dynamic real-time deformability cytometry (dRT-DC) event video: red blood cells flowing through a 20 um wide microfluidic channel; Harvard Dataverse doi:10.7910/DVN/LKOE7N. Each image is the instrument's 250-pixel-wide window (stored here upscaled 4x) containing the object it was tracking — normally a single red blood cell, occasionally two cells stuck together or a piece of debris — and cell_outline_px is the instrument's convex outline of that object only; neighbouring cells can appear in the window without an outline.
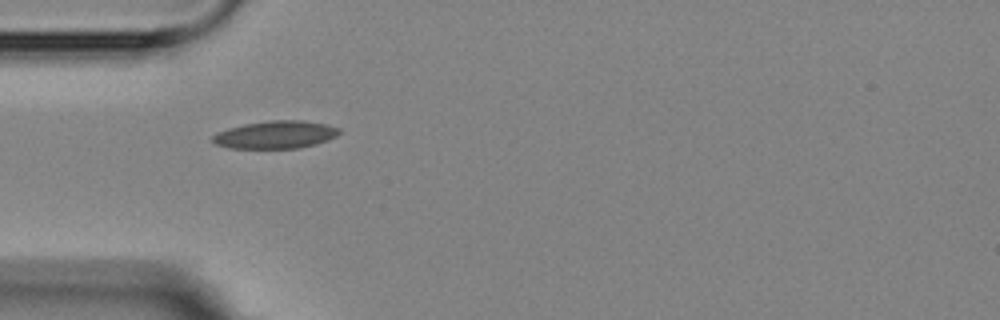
{"species": "Egyptian fruit bat (a non-hibernating species)", "species_latin": "Rousettus aegyptiacus", "temperature_condition": "room temperature", "stored_images_in_passage": 6, "camera_frame_rate_fps": 3000, "um_per_image_px": 0.085, "animal": {"sex": "female"}, "frame": {"image": 1, "passage_image": 5, "time_ms": 4.667, "image_size_px": [1000, 320], "cell_outline_px": [[340, 132], [336, 136], [328, 140], [316, 144], [300, 148], [228, 148], [216, 144], [212, 140], [212, 136], [216, 132], [228, 128], [244, 124], [268, 120], [304, 120], [324, 124], [340, 128]], "centroid_in_image_um": [23.41, 11.44], "position_along_channel_um": 61.6, "area_um2": 20.52}}
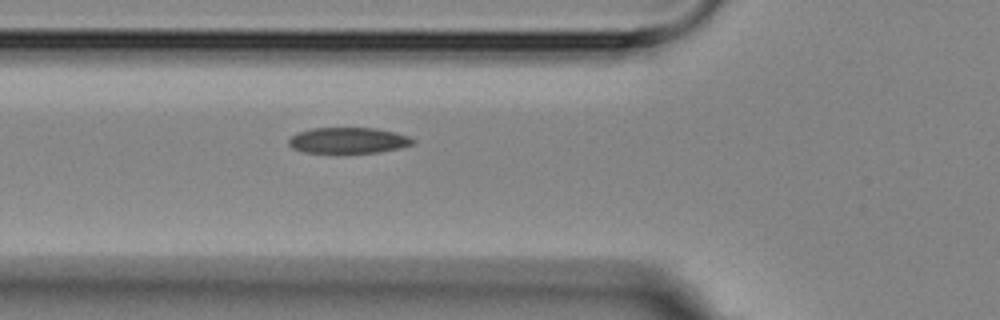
{"frame": {"image": 2, "passage_image": 6, "time_ms": 5.667, "image_size_px": [1000, 320], "cell_outline_px": [[416, 140], [412, 144], [400, 148], [376, 152], [304, 152], [292, 148], [288, 144], [288, 140], [296, 132], [312, 128], [376, 128], [408, 136]], "centroid_in_image_um": [29.57, 11.92], "position_along_channel_um": 96.2, "area_um2": 18.5}}